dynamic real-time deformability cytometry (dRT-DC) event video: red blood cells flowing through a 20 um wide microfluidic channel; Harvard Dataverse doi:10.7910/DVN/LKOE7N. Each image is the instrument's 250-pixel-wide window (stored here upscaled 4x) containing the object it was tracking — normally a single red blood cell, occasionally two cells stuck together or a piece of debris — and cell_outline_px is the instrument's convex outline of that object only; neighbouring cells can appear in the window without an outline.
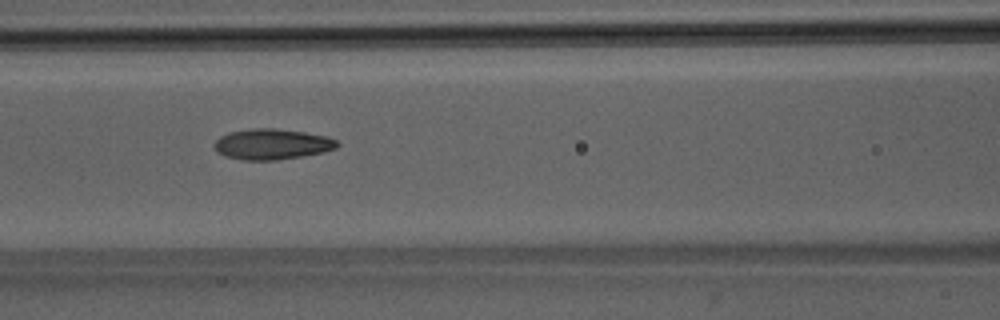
{"species": "Egyptian fruit bat (a non-hibernating species)", "species_latin": "Rousettus aegyptiacus", "temperature_condition": "room temperature", "stored_images_in_passage": 48, "camera_frame_rate_fps": 3000, "um_per_image_px": 0.085, "animal": {"sex": "male"}, "frame": {"image": 1, "passage_image": 19, "time_ms": 6.0, "image_size_px": [1000, 320], "cell_outline_px": [[340, 144], [336, 148], [324, 152], [276, 160], [244, 160], [224, 156], [216, 152], [212, 144], [220, 136], [228, 132], [252, 128], [276, 128], [304, 132], [328, 136], [336, 140]], "centroid_in_image_um": [23.09, 12.25], "position_along_channel_um": 143.5, "area_um2": 22.14}}
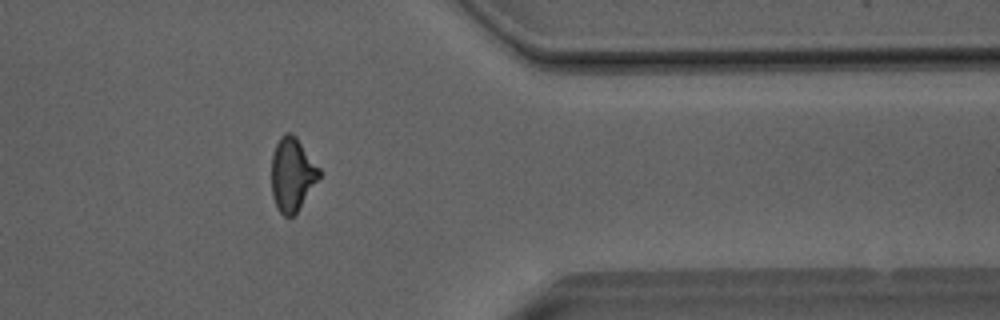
{"frame": {"image": 2, "passage_image": 38, "time_ms": 12.333, "image_size_px": [1000, 320], "cell_outline_px": [[320, 176], [296, 212], [292, 216], [284, 216], [276, 208], [272, 196], [272, 156], [276, 144], [280, 136], [288, 132], [292, 132], [296, 136], [320, 168]], "centroid_in_image_um": [24.82, 14.8], "position_along_channel_um": 386.6, "area_um2": 20.23}}
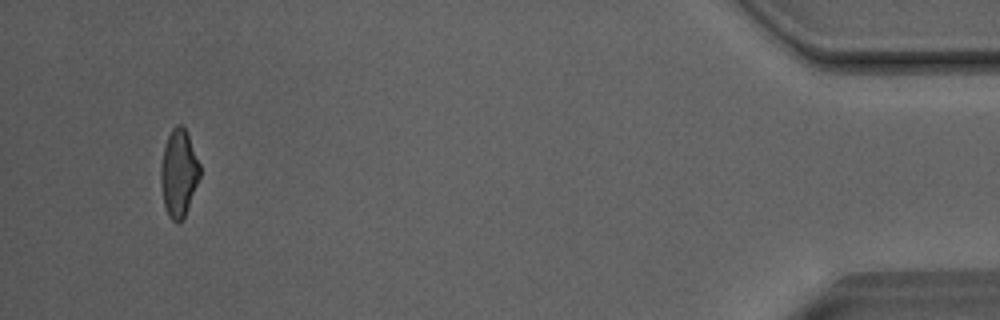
{"frame": {"image": 3, "passage_image": 45, "time_ms": 14.667, "image_size_px": [1000, 320], "cell_outline_px": [[200, 176], [184, 216], [180, 224], [176, 224], [168, 216], [164, 204], [160, 184], [160, 168], [164, 148], [168, 136], [172, 128], [176, 124], [184, 124], [188, 132], [200, 164]], "centroid_in_image_um": [15.19, 14.68], "position_along_channel_um": 420.0, "area_um2": 20.06}, "authors_computed_cell_mechanics": {"area_um2": 21.097, "velocity_mm_per_s": 4.0721, "shape_relaxation_time_tau1_ms": 6.7986, "shape_relaxation_time_tau2_ms": 3.4147, "deformation_change_tau1": 0.1941, "deformation_change_tau2": 0.103}}